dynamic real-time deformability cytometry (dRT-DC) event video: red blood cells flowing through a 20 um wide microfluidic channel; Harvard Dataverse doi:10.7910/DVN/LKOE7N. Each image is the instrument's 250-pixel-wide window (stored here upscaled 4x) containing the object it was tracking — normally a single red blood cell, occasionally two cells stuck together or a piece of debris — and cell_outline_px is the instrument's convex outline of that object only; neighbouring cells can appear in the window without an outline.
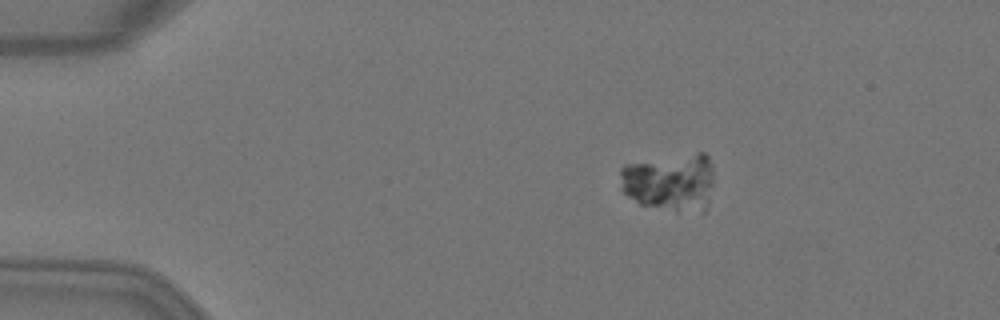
{"species": "Egyptian fruit bat (a non-hibernating species)", "species_latin": "Rousettus aegyptiacus", "temperature_condition": "warm", "stored_images_in_passage": 4, "camera_frame_rate_fps": 3000, "um_per_image_px": 0.085, "animal": {"sex": "female"}, "frame": {"image": 1, "passage_image": 3, "time_ms": 0.667, "image_size_px": [1000, 320], "cell_outline_px": [[712, 184], [708, 204], [704, 212], [676, 212], [640, 204], [628, 196], [620, 188], [620, 168], [624, 164], [696, 152], [704, 152], [708, 156], [712, 164]], "centroid_in_image_um": [56.96, 15.49], "position_along_channel_um": 28.0, "area_um2": 32.19}}